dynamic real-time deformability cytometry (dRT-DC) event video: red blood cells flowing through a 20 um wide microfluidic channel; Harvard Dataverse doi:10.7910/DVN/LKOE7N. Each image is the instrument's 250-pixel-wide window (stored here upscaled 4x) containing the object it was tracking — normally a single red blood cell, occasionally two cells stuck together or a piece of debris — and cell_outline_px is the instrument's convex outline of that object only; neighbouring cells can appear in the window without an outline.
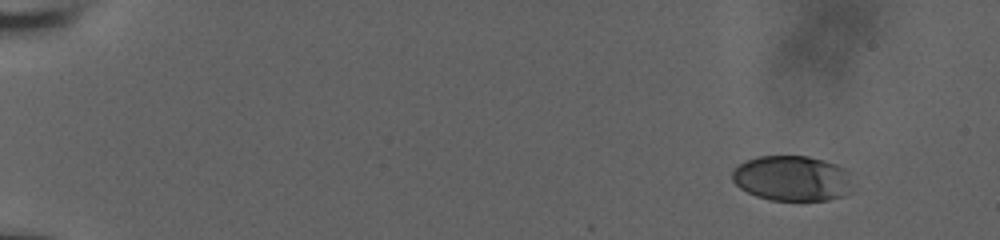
{"species": "human", "species_latin": "Homo sapiens", "temperature_condition": "room temperature", "stored_images_in_passage": 52, "camera_frame_rate_fps": 3000, "um_per_image_px": 0.085, "donor": {"sex": "male"}, "frame": {"image": 1, "passage_image": 1, "time_ms": 0.0, "image_size_px": [1000, 240], "cell_outline_px": [[852, 192], [828, 200], [772, 200], [756, 196], [740, 188], [732, 180], [732, 172], [740, 164], [756, 156], [808, 156], [824, 160], [848, 168], [852, 172]], "centroid_in_image_um": [67.41, 15.15], "position_along_channel_um": 17.6, "area_um2": 32.19}}
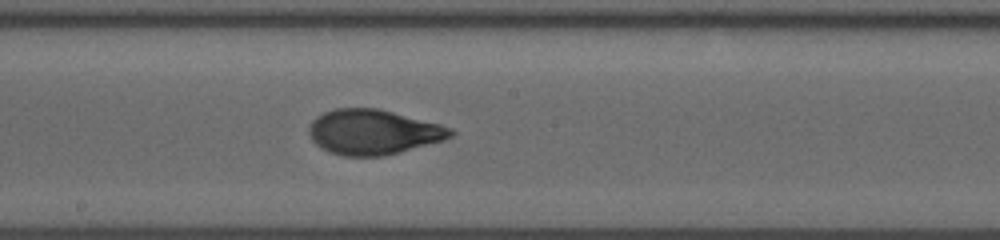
{"frame": {"image": 2, "passage_image": 29, "time_ms": 9.333, "image_size_px": [1000, 240], "cell_outline_px": [[456, 132], [452, 136], [444, 140], [400, 152], [384, 156], [344, 156], [328, 152], [320, 148], [312, 140], [308, 132], [308, 128], [312, 120], [316, 116], [324, 112], [336, 108], [376, 108], [440, 124], [452, 128]], "centroid_in_image_um": [31.7, 11.23], "position_along_channel_um": 216.5, "area_um2": 37.22}}
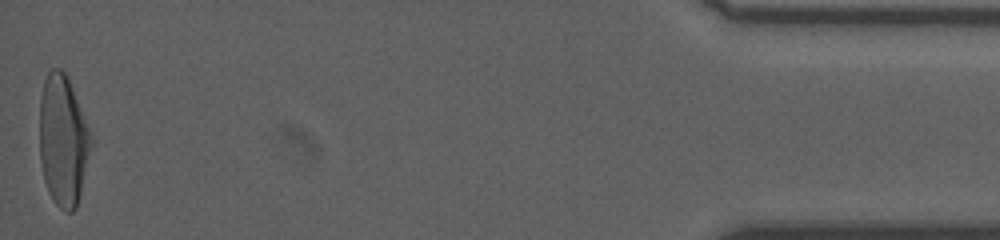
{"frame": {"image": 3, "passage_image": 52, "time_ms": 17.0, "image_size_px": [1000, 240], "cell_outline_px": [[92, 144], [76, 208], [72, 212], [64, 212], [56, 204], [48, 192], [44, 180], [40, 160], [40, 96], [44, 80], [48, 72], [52, 68], [60, 68], [68, 76], [88, 128], [92, 140]], "centroid_in_image_um": [5.34, 11.94], "position_along_channel_um": 429.9, "area_um2": 38.96}, "authors_computed_cell_mechanics": {"area_um2": 36.2406, "velocity_mm_per_s": 3.854, "shape_relaxation_time_tau1_ms": 4.3393, "shape_relaxation_time_tau2_ms": 1.1167, "deformation_change_tau1": 0.2039, "deformation_change_tau2": 0.0607}}